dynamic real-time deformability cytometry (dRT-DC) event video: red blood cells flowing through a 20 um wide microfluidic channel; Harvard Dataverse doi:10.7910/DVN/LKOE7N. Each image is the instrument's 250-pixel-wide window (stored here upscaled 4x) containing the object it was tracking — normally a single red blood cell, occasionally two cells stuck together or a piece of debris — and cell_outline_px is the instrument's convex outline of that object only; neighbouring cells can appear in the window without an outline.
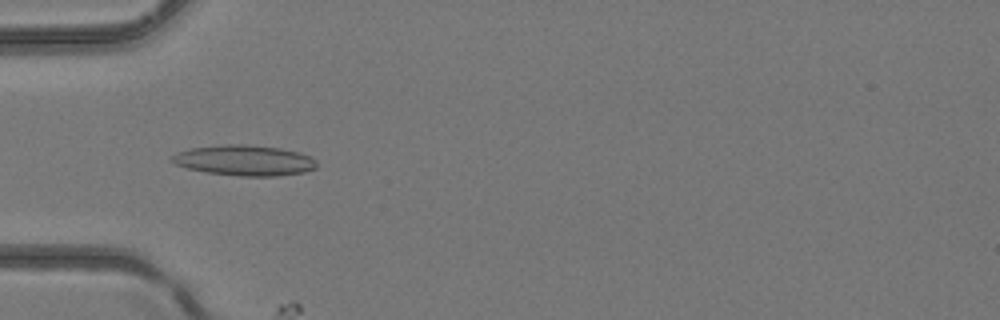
{"species": "common noctule bat (a hibernating species)", "species_latin": "Nyctalus noctula", "temperature_condition": "room temperature", "stored_images_in_passage": 6, "camera_frame_rate_fps": 3000, "um_per_image_px": 0.085, "animal": {"sex": "female", "body_mass_g": 24.6, "forearm_length_mm": 56.2}, "frame": {"image": 1, "passage_image": 4, "time_ms": 1.0, "image_size_px": [1000, 320], "cell_outline_px": [[316, 168], [304, 172], [276, 176], [240, 176], [208, 172], [188, 168], [176, 164], [168, 160], [176, 152], [192, 148], [224, 144], [244, 144], [280, 148], [300, 152], [316, 160]], "centroid_in_image_um": [20.77, 13.63], "position_along_channel_um": 64.2, "area_um2": 25.66}}